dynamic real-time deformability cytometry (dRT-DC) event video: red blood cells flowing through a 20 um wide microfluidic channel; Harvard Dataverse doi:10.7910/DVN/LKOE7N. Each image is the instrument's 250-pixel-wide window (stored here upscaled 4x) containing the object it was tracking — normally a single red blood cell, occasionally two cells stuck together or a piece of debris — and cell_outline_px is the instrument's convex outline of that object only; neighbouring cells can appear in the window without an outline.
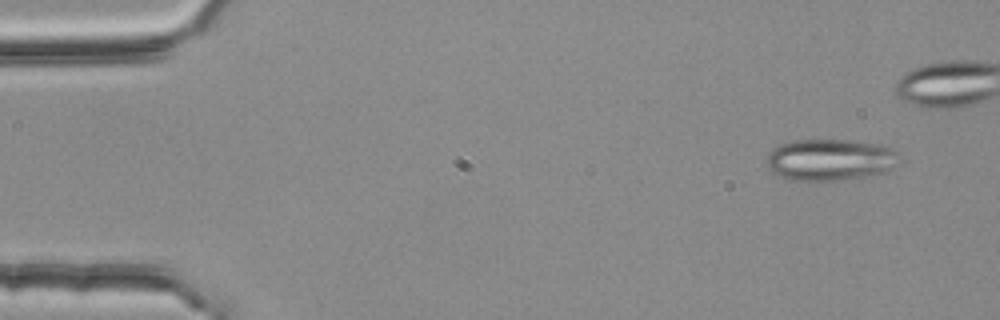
{"species": "common noctule bat (a hibernating species)", "species_latin": "Nyctalus noctula", "temperature_condition": "room temperature", "stored_images_in_passage": 44, "segment_of_instrument_passage": [1, 2], "camera_frame_rate_fps": 3000, "um_per_image_px": 0.085, "animal": {"sex": "female", "body_mass_g": 25.1}, "frame": {"image": 1, "passage_image": 1, "time_ms": 0.0, "image_size_px": [1000, 320], "cell_outline_px": [[896, 164], [888, 172], [864, 176], [832, 180], [796, 180], [780, 176], [772, 172], [768, 164], [768, 156], [772, 148], [780, 144], [792, 140], [852, 140], [880, 144], [896, 152]], "centroid_in_image_um": [70.54, 13.56], "position_along_channel_um": 14.5, "area_um2": 31.67}}